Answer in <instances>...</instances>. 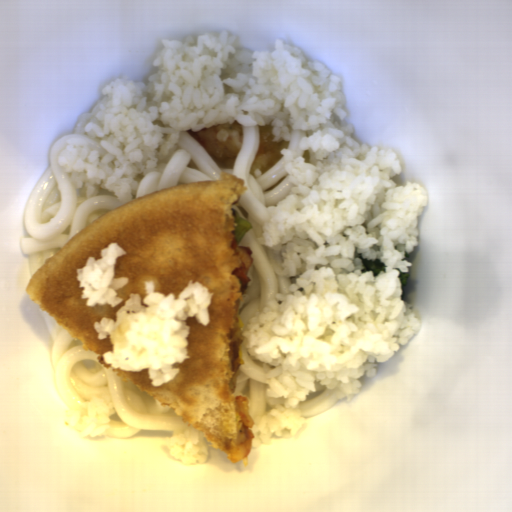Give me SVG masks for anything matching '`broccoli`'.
Wrapping results in <instances>:
<instances>
[{
    "mask_svg": "<svg viewBox=\"0 0 512 512\" xmlns=\"http://www.w3.org/2000/svg\"><path fill=\"white\" fill-rule=\"evenodd\" d=\"M396 270L399 271L400 275L398 276L401 280V288H405L406 285L409 283L410 281V275H409V271L408 272H402L399 268H395Z\"/></svg>",
    "mask_w": 512,
    "mask_h": 512,
    "instance_id": "obj_1",
    "label": "broccoli"
}]
</instances>
